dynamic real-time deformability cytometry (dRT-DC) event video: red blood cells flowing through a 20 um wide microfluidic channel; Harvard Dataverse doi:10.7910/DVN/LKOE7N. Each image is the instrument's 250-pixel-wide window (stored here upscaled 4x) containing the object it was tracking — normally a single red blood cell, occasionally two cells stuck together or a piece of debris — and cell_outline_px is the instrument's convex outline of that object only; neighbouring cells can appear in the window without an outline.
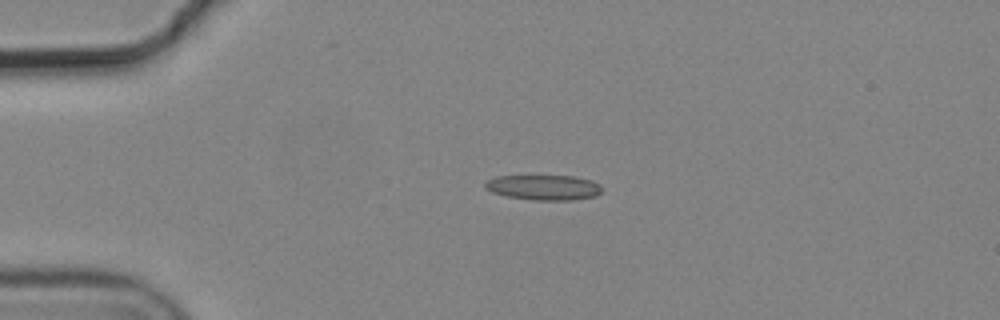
{"species": "common noctule bat (a hibernating species)", "species_latin": "Nyctalus noctula", "temperature_condition": "cold", "stored_images_in_passage": 3, "camera_frame_rate_fps": 3000, "um_per_image_px": 0.085, "animal": {"sex": "male", "body_mass_g": 19.2, "forearm_length_mm": 51.8}, "frame": {"image": 1, "passage_image": 2, "time_ms": 0.333, "image_size_px": [1000, 320], "cell_outline_px": [[604, 188], [596, 196], [572, 200], [532, 200], [508, 196], [492, 192], [484, 188], [484, 184], [488, 180], [496, 176], [576, 176], [592, 180], [600, 184]], "centroid_in_image_um": [46.26, 15.93], "position_along_channel_um": 38.7, "area_um2": 17.22}}